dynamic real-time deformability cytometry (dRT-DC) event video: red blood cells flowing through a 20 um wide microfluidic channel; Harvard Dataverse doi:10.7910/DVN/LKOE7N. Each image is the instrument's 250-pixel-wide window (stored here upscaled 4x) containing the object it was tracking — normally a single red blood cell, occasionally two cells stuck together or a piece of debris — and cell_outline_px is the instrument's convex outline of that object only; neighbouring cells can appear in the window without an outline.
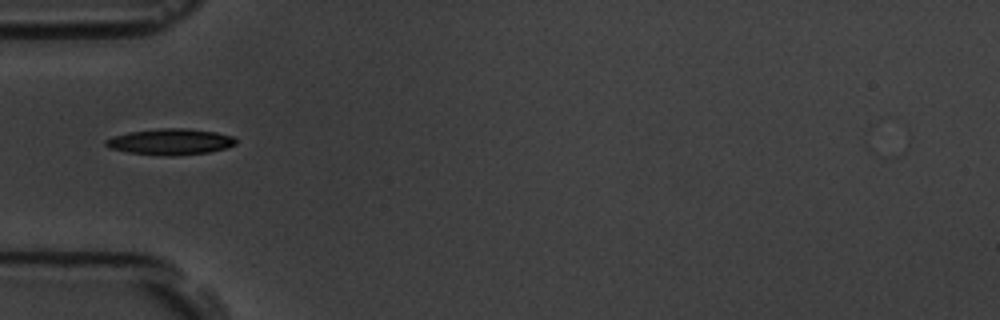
{"species": "common noctule bat (a hibernating species)", "species_latin": "Nyctalus noctula", "temperature_condition": "room temperature", "stored_images_in_passage": 3, "camera_frame_rate_fps": 3000, "um_per_image_px": 0.085, "animal": {"sex": "male", "body_mass_g": 19.5, "forearm_length_mm": 54.6}, "frame": {"image": 1, "passage_image": 1, "time_ms": 0.0, "image_size_px": [1000, 320], "cell_outline_px": [[236, 144], [224, 148], [208, 152], [172, 156], [128, 152], [108, 148], [104, 144], [104, 140], [112, 136], [128, 132], [160, 128], [184, 128], [216, 132], [232, 136], [236, 140]], "centroid_in_image_um": [14.43, 12.04], "position_along_channel_um": 70.6, "area_um2": 19.65}}
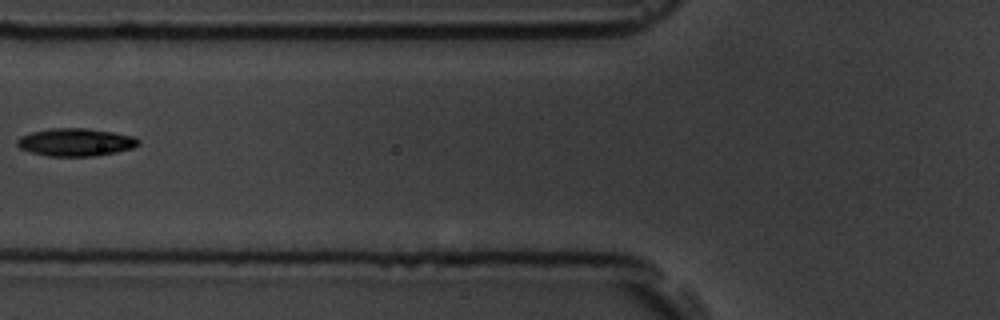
{"frame": {"image": 2, "passage_image": 2, "time_ms": 1.333, "image_size_px": [1000, 320], "cell_outline_px": [[140, 144], [132, 148], [116, 152], [96, 156], [48, 156], [32, 152], [20, 148], [16, 144], [16, 140], [20, 136], [32, 132], [48, 128], [84, 128], [112, 132], [136, 136], [140, 140]], "centroid_in_image_um": [6.44, 12.08], "position_along_channel_um": 119.4, "area_um2": 19.71}}
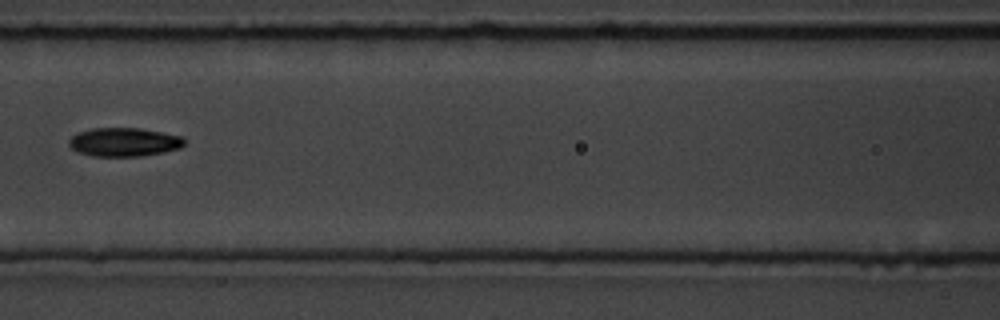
{"frame": {"image": 3, "passage_image": 3, "time_ms": 2.333, "image_size_px": [1000, 320], "cell_outline_px": [[184, 144], [180, 148], [164, 152], [140, 156], [92, 156], [80, 152], [72, 148], [68, 144], [68, 140], [72, 136], [80, 132], [92, 128], [140, 128], [184, 136]], "centroid_in_image_um": [10.57, 12.07], "position_along_channel_um": 156.0, "area_um2": 19.25}}